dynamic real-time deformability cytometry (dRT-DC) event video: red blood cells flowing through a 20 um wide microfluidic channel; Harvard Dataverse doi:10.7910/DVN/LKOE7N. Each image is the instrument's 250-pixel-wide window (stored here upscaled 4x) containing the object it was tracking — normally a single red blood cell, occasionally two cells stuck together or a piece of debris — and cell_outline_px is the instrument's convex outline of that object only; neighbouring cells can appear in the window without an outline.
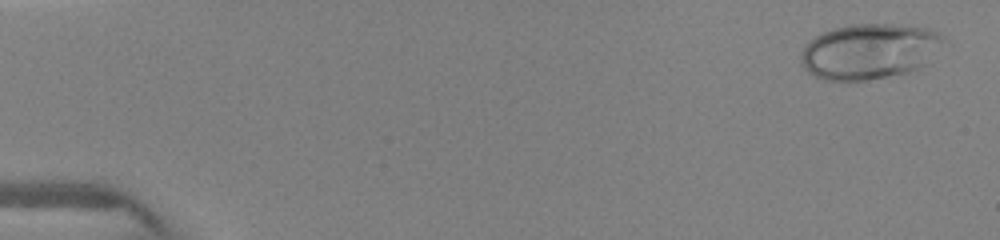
{"species": "human", "species_latin": "Homo sapiens", "temperature_condition": "warm", "stored_images_in_passage": 9, "camera_frame_rate_fps": 3000, "um_per_image_px": 0.085, "donor": {"sex": "female"}, "frame": {"image": 1, "passage_image": 1, "time_ms": 0.0, "image_size_px": [1000, 240], "cell_outline_px": [[948, 40], [924, 64], [908, 72], [864, 80], [824, 80], [808, 72], [800, 64], [800, 52], [804, 44], [816, 36], [824, 32], [836, 28], [852, 24], [892, 24], [928, 28], [944, 36]], "centroid_in_image_um": [73.87, 4.35], "position_along_channel_um": 11.1, "area_um2": 45.95}}
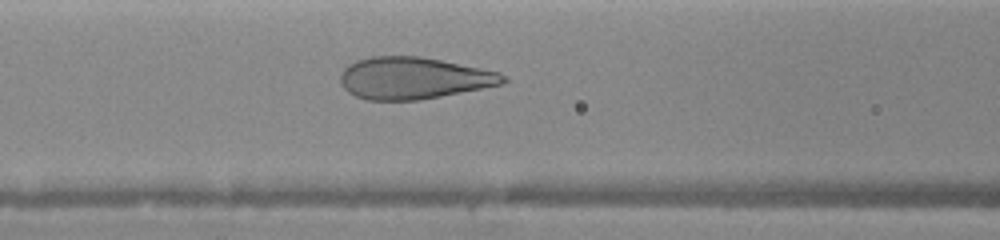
{"frame": {"image": 2, "passage_image": 9, "time_ms": 6.0, "image_size_px": [1000, 240], "cell_outline_px": [[508, 80], [500, 84], [420, 100], [368, 100], [356, 96], [348, 92], [344, 88], [340, 80], [340, 76], [344, 68], [348, 64], [356, 60], [372, 56], [420, 56], [500, 72], [508, 76]], "centroid_in_image_um": [35.12, 6.63], "position_along_channel_um": 131.5, "area_um2": 39.48}}